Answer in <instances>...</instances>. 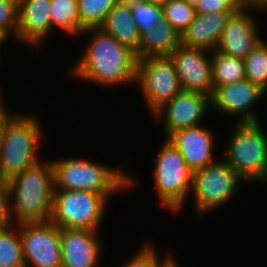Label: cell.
<instances>
[{"label": "cell", "mask_w": 267, "mask_h": 267, "mask_svg": "<svg viewBox=\"0 0 267 267\" xmlns=\"http://www.w3.org/2000/svg\"><path fill=\"white\" fill-rule=\"evenodd\" d=\"M87 34L92 36V40L73 64L69 75L102 87L136 85V53L100 27L85 29L81 36L87 37Z\"/></svg>", "instance_id": "obj_1"}, {"label": "cell", "mask_w": 267, "mask_h": 267, "mask_svg": "<svg viewBox=\"0 0 267 267\" xmlns=\"http://www.w3.org/2000/svg\"><path fill=\"white\" fill-rule=\"evenodd\" d=\"M14 222L50 221L54 170L50 160H39L9 180Z\"/></svg>", "instance_id": "obj_2"}, {"label": "cell", "mask_w": 267, "mask_h": 267, "mask_svg": "<svg viewBox=\"0 0 267 267\" xmlns=\"http://www.w3.org/2000/svg\"><path fill=\"white\" fill-rule=\"evenodd\" d=\"M54 190H80L97 194H118L134 187V179L118 168L84 158L51 160ZM124 190V191H123Z\"/></svg>", "instance_id": "obj_3"}, {"label": "cell", "mask_w": 267, "mask_h": 267, "mask_svg": "<svg viewBox=\"0 0 267 267\" xmlns=\"http://www.w3.org/2000/svg\"><path fill=\"white\" fill-rule=\"evenodd\" d=\"M260 121L237 122L224 149L225 160L245 181L267 185V133Z\"/></svg>", "instance_id": "obj_4"}, {"label": "cell", "mask_w": 267, "mask_h": 267, "mask_svg": "<svg viewBox=\"0 0 267 267\" xmlns=\"http://www.w3.org/2000/svg\"><path fill=\"white\" fill-rule=\"evenodd\" d=\"M37 118L14 113L7 120L0 147V175L7 180L41 160L43 132Z\"/></svg>", "instance_id": "obj_5"}, {"label": "cell", "mask_w": 267, "mask_h": 267, "mask_svg": "<svg viewBox=\"0 0 267 267\" xmlns=\"http://www.w3.org/2000/svg\"><path fill=\"white\" fill-rule=\"evenodd\" d=\"M114 194L54 190L50 221L57 227L99 231Z\"/></svg>", "instance_id": "obj_6"}, {"label": "cell", "mask_w": 267, "mask_h": 267, "mask_svg": "<svg viewBox=\"0 0 267 267\" xmlns=\"http://www.w3.org/2000/svg\"><path fill=\"white\" fill-rule=\"evenodd\" d=\"M157 158L153 159L155 189L161 205L171 213L182 211L192 189L193 171L180 151L165 138ZM182 208V209H181Z\"/></svg>", "instance_id": "obj_7"}, {"label": "cell", "mask_w": 267, "mask_h": 267, "mask_svg": "<svg viewBox=\"0 0 267 267\" xmlns=\"http://www.w3.org/2000/svg\"><path fill=\"white\" fill-rule=\"evenodd\" d=\"M242 178L224 160L193 172L191 192L195 212L201 217L234 197Z\"/></svg>", "instance_id": "obj_8"}, {"label": "cell", "mask_w": 267, "mask_h": 267, "mask_svg": "<svg viewBox=\"0 0 267 267\" xmlns=\"http://www.w3.org/2000/svg\"><path fill=\"white\" fill-rule=\"evenodd\" d=\"M136 83L151 114L183 90L169 56L138 58Z\"/></svg>", "instance_id": "obj_9"}, {"label": "cell", "mask_w": 267, "mask_h": 267, "mask_svg": "<svg viewBox=\"0 0 267 267\" xmlns=\"http://www.w3.org/2000/svg\"><path fill=\"white\" fill-rule=\"evenodd\" d=\"M25 267H62L60 228L51 221L20 222Z\"/></svg>", "instance_id": "obj_10"}, {"label": "cell", "mask_w": 267, "mask_h": 267, "mask_svg": "<svg viewBox=\"0 0 267 267\" xmlns=\"http://www.w3.org/2000/svg\"><path fill=\"white\" fill-rule=\"evenodd\" d=\"M169 57L183 90L212 97L214 86L210 51L180 45Z\"/></svg>", "instance_id": "obj_11"}, {"label": "cell", "mask_w": 267, "mask_h": 267, "mask_svg": "<svg viewBox=\"0 0 267 267\" xmlns=\"http://www.w3.org/2000/svg\"><path fill=\"white\" fill-rule=\"evenodd\" d=\"M211 107L210 97L202 93L182 90L164 103L152 115L164 119L163 134L168 137L177 130L200 125ZM165 132V133H164ZM166 135V136H165Z\"/></svg>", "instance_id": "obj_12"}, {"label": "cell", "mask_w": 267, "mask_h": 267, "mask_svg": "<svg viewBox=\"0 0 267 267\" xmlns=\"http://www.w3.org/2000/svg\"><path fill=\"white\" fill-rule=\"evenodd\" d=\"M266 95L259 86L245 79L225 86L214 88L210 98L211 110L221 115H237L239 122L260 121L253 111L257 101Z\"/></svg>", "instance_id": "obj_13"}, {"label": "cell", "mask_w": 267, "mask_h": 267, "mask_svg": "<svg viewBox=\"0 0 267 267\" xmlns=\"http://www.w3.org/2000/svg\"><path fill=\"white\" fill-rule=\"evenodd\" d=\"M251 9L265 11L260 6H241L228 18L216 51L244 59L248 53L261 41L257 21L249 12ZM249 9V10H248Z\"/></svg>", "instance_id": "obj_14"}, {"label": "cell", "mask_w": 267, "mask_h": 267, "mask_svg": "<svg viewBox=\"0 0 267 267\" xmlns=\"http://www.w3.org/2000/svg\"><path fill=\"white\" fill-rule=\"evenodd\" d=\"M99 231L60 229L62 267H97L103 240Z\"/></svg>", "instance_id": "obj_15"}, {"label": "cell", "mask_w": 267, "mask_h": 267, "mask_svg": "<svg viewBox=\"0 0 267 267\" xmlns=\"http://www.w3.org/2000/svg\"><path fill=\"white\" fill-rule=\"evenodd\" d=\"M214 136L209 128L200 124L177 130L167 139L180 151L188 167L195 172L217 162L213 156Z\"/></svg>", "instance_id": "obj_16"}, {"label": "cell", "mask_w": 267, "mask_h": 267, "mask_svg": "<svg viewBox=\"0 0 267 267\" xmlns=\"http://www.w3.org/2000/svg\"><path fill=\"white\" fill-rule=\"evenodd\" d=\"M50 2L51 0H20L15 41L40 49L47 35L52 32Z\"/></svg>", "instance_id": "obj_17"}, {"label": "cell", "mask_w": 267, "mask_h": 267, "mask_svg": "<svg viewBox=\"0 0 267 267\" xmlns=\"http://www.w3.org/2000/svg\"><path fill=\"white\" fill-rule=\"evenodd\" d=\"M235 12L196 13L189 26L181 33V45L214 51L228 18Z\"/></svg>", "instance_id": "obj_18"}, {"label": "cell", "mask_w": 267, "mask_h": 267, "mask_svg": "<svg viewBox=\"0 0 267 267\" xmlns=\"http://www.w3.org/2000/svg\"><path fill=\"white\" fill-rule=\"evenodd\" d=\"M100 28L135 52L139 58L140 31L132 18L131 0H119Z\"/></svg>", "instance_id": "obj_19"}, {"label": "cell", "mask_w": 267, "mask_h": 267, "mask_svg": "<svg viewBox=\"0 0 267 267\" xmlns=\"http://www.w3.org/2000/svg\"><path fill=\"white\" fill-rule=\"evenodd\" d=\"M181 45V34L162 17L150 29L140 34L139 58L169 56Z\"/></svg>", "instance_id": "obj_20"}, {"label": "cell", "mask_w": 267, "mask_h": 267, "mask_svg": "<svg viewBox=\"0 0 267 267\" xmlns=\"http://www.w3.org/2000/svg\"><path fill=\"white\" fill-rule=\"evenodd\" d=\"M211 68L214 88L246 79L244 60L216 50L211 52Z\"/></svg>", "instance_id": "obj_21"}, {"label": "cell", "mask_w": 267, "mask_h": 267, "mask_svg": "<svg viewBox=\"0 0 267 267\" xmlns=\"http://www.w3.org/2000/svg\"><path fill=\"white\" fill-rule=\"evenodd\" d=\"M52 31L60 29L69 36L80 35L78 0H51Z\"/></svg>", "instance_id": "obj_22"}, {"label": "cell", "mask_w": 267, "mask_h": 267, "mask_svg": "<svg viewBox=\"0 0 267 267\" xmlns=\"http://www.w3.org/2000/svg\"><path fill=\"white\" fill-rule=\"evenodd\" d=\"M0 267H25L19 223L0 227Z\"/></svg>", "instance_id": "obj_23"}, {"label": "cell", "mask_w": 267, "mask_h": 267, "mask_svg": "<svg viewBox=\"0 0 267 267\" xmlns=\"http://www.w3.org/2000/svg\"><path fill=\"white\" fill-rule=\"evenodd\" d=\"M243 60L246 79L267 93V42L259 41Z\"/></svg>", "instance_id": "obj_24"}, {"label": "cell", "mask_w": 267, "mask_h": 267, "mask_svg": "<svg viewBox=\"0 0 267 267\" xmlns=\"http://www.w3.org/2000/svg\"><path fill=\"white\" fill-rule=\"evenodd\" d=\"M119 0H78L80 35L88 28H99Z\"/></svg>", "instance_id": "obj_25"}, {"label": "cell", "mask_w": 267, "mask_h": 267, "mask_svg": "<svg viewBox=\"0 0 267 267\" xmlns=\"http://www.w3.org/2000/svg\"><path fill=\"white\" fill-rule=\"evenodd\" d=\"M163 17L181 34L195 17L193 5L184 0H168L162 6Z\"/></svg>", "instance_id": "obj_26"}, {"label": "cell", "mask_w": 267, "mask_h": 267, "mask_svg": "<svg viewBox=\"0 0 267 267\" xmlns=\"http://www.w3.org/2000/svg\"><path fill=\"white\" fill-rule=\"evenodd\" d=\"M132 18L140 34L150 29L163 17L162 6L142 0H131Z\"/></svg>", "instance_id": "obj_27"}, {"label": "cell", "mask_w": 267, "mask_h": 267, "mask_svg": "<svg viewBox=\"0 0 267 267\" xmlns=\"http://www.w3.org/2000/svg\"><path fill=\"white\" fill-rule=\"evenodd\" d=\"M19 2L0 0V38L5 42L10 37L16 38L18 30Z\"/></svg>", "instance_id": "obj_28"}, {"label": "cell", "mask_w": 267, "mask_h": 267, "mask_svg": "<svg viewBox=\"0 0 267 267\" xmlns=\"http://www.w3.org/2000/svg\"><path fill=\"white\" fill-rule=\"evenodd\" d=\"M140 248L136 255L134 254L130 261L126 262L122 267H167L174 260L171 253L166 254L164 259L161 260L154 245H150L148 242Z\"/></svg>", "instance_id": "obj_29"}, {"label": "cell", "mask_w": 267, "mask_h": 267, "mask_svg": "<svg viewBox=\"0 0 267 267\" xmlns=\"http://www.w3.org/2000/svg\"><path fill=\"white\" fill-rule=\"evenodd\" d=\"M241 6L239 0H197L196 13L207 14L217 12H236Z\"/></svg>", "instance_id": "obj_30"}, {"label": "cell", "mask_w": 267, "mask_h": 267, "mask_svg": "<svg viewBox=\"0 0 267 267\" xmlns=\"http://www.w3.org/2000/svg\"><path fill=\"white\" fill-rule=\"evenodd\" d=\"M13 221L9 181L0 175V227L13 225Z\"/></svg>", "instance_id": "obj_31"}, {"label": "cell", "mask_w": 267, "mask_h": 267, "mask_svg": "<svg viewBox=\"0 0 267 267\" xmlns=\"http://www.w3.org/2000/svg\"><path fill=\"white\" fill-rule=\"evenodd\" d=\"M5 107V104L3 106V101L0 102V147L3 141V136H4V129L7 124V120L14 114V113H9L7 110L8 108Z\"/></svg>", "instance_id": "obj_32"}, {"label": "cell", "mask_w": 267, "mask_h": 267, "mask_svg": "<svg viewBox=\"0 0 267 267\" xmlns=\"http://www.w3.org/2000/svg\"><path fill=\"white\" fill-rule=\"evenodd\" d=\"M242 5L247 6H260L267 11V0H239Z\"/></svg>", "instance_id": "obj_33"}, {"label": "cell", "mask_w": 267, "mask_h": 267, "mask_svg": "<svg viewBox=\"0 0 267 267\" xmlns=\"http://www.w3.org/2000/svg\"><path fill=\"white\" fill-rule=\"evenodd\" d=\"M145 2H150L152 4L163 6L168 0H142Z\"/></svg>", "instance_id": "obj_34"}, {"label": "cell", "mask_w": 267, "mask_h": 267, "mask_svg": "<svg viewBox=\"0 0 267 267\" xmlns=\"http://www.w3.org/2000/svg\"><path fill=\"white\" fill-rule=\"evenodd\" d=\"M177 260H173L167 267H179L180 265H179V263L178 262H176Z\"/></svg>", "instance_id": "obj_35"}, {"label": "cell", "mask_w": 267, "mask_h": 267, "mask_svg": "<svg viewBox=\"0 0 267 267\" xmlns=\"http://www.w3.org/2000/svg\"><path fill=\"white\" fill-rule=\"evenodd\" d=\"M184 1H186L188 4H191V5H195L196 4V2H197V0H184Z\"/></svg>", "instance_id": "obj_36"}, {"label": "cell", "mask_w": 267, "mask_h": 267, "mask_svg": "<svg viewBox=\"0 0 267 267\" xmlns=\"http://www.w3.org/2000/svg\"><path fill=\"white\" fill-rule=\"evenodd\" d=\"M3 43L5 42L0 38V46L3 45Z\"/></svg>", "instance_id": "obj_37"}]
</instances>
